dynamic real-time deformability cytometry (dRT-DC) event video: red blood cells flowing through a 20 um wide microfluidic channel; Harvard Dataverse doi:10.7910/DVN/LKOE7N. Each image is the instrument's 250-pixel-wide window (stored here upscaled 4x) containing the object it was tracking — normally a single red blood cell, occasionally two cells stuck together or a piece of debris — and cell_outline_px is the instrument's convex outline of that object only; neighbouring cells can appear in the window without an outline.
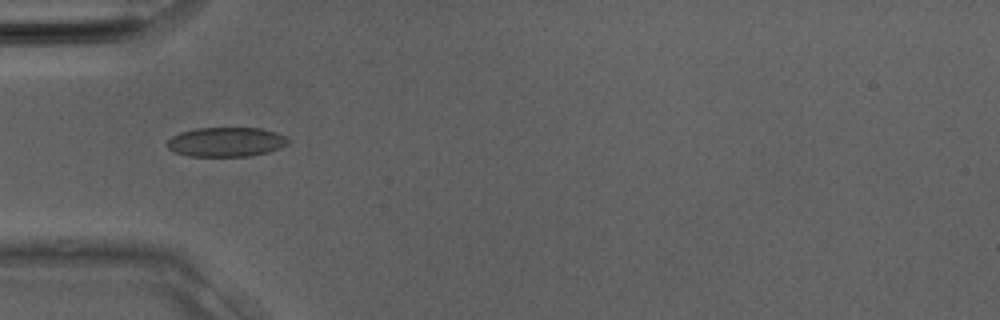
{"species": "Egyptian fruit bat (a non-hibernating species)", "species_latin": "Rousettus aegyptiacus", "temperature_condition": "room temperature", "stored_images_in_passage": 32, "camera_frame_rate_fps": 3000, "um_per_image_px": 0.085, "animal": {"sex": "male"}, "frame": {"image": 1, "passage_image": 10, "time_ms": 3.0, "image_size_px": [1000, 320], "cell_outline_px": [[288, 144], [280, 148], [268, 152], [248, 156], [188, 156], [176, 152], [168, 148], [168, 140], [172, 136], [180, 132], [196, 128], [260, 128], [276, 132], [288, 136]], "centroid_in_image_um": [19.25, 12.06], "position_along_channel_um": 65.8, "area_um2": 20.75}}
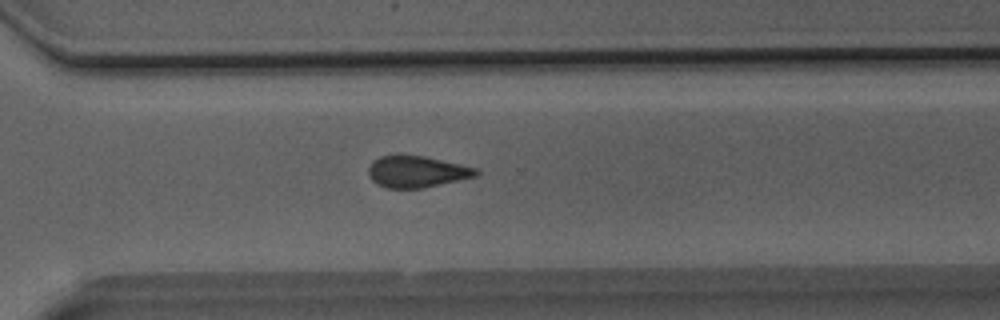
{"frame": {"image": 2, "passage_image": 23, "time_ms": 7.333, "image_size_px": [1000, 320], "cell_outline_px": [[480, 172], [476, 176], [424, 188], [384, 188], [376, 184], [368, 176], [368, 168], [380, 156], [424, 156], [460, 164], [476, 168]], "centroid_in_image_um": [35.42, 14.61], "position_along_channel_um": 335.2, "area_um2": 19.54}}
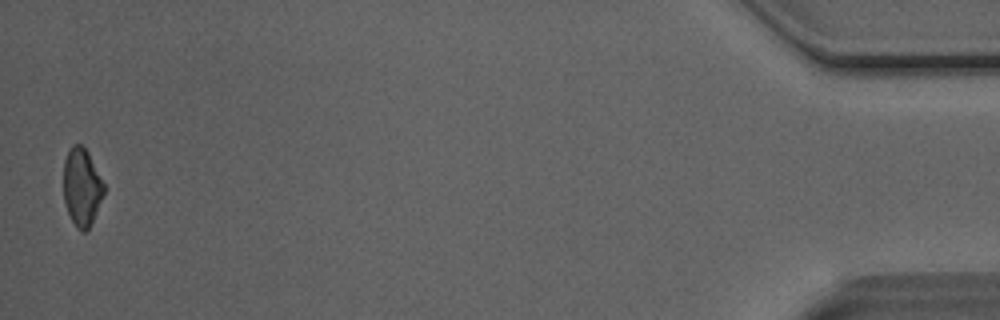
{"frame": {"image": 3, "passage_image": 32, "time_ms": 10.333, "image_size_px": [1000, 320], "cell_outline_px": [[104, 192], [88, 232], [80, 232], [76, 228], [68, 212], [64, 200], [64, 160], [72, 144], [80, 144], [88, 152], [104, 184]], "centroid_in_image_um": [6.95, 15.93], "position_along_channel_um": 428.3, "area_um2": 18.15}}